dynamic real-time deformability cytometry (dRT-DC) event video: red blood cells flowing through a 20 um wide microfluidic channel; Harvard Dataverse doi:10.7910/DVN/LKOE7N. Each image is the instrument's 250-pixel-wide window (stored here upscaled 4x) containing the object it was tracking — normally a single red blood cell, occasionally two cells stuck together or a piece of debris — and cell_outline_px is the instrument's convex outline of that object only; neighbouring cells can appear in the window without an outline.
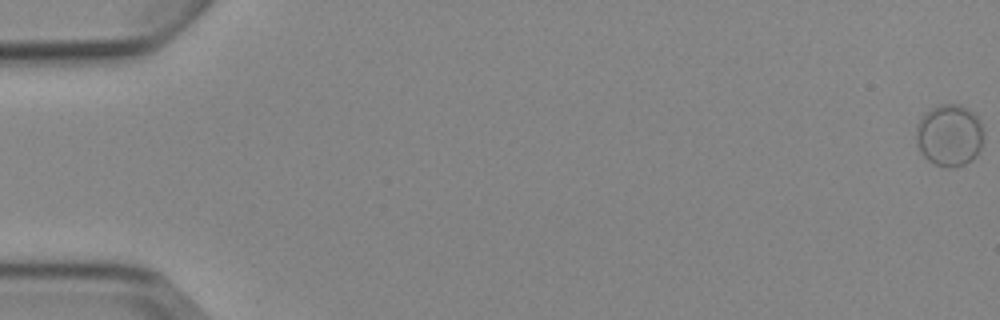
{"species": "Egyptian fruit bat (a non-hibernating species)", "species_latin": "Rousettus aegyptiacus", "temperature_condition": "cold", "stored_images_in_passage": 6, "camera_frame_rate_fps": 3000, "um_per_image_px": 0.085, "animal": {"sex": "female"}, "frame": {"image": 1, "passage_image": 1, "time_ms": 0.0, "image_size_px": [1000, 320], "cell_outline_px": [[980, 148], [976, 156], [972, 160], [964, 164], [952, 168], [948, 168], [936, 164], [928, 160], [920, 152], [916, 144], [916, 128], [920, 116], [924, 112], [940, 104], [960, 104], [972, 112], [980, 120]], "centroid_in_image_um": [80.64, 11.49], "position_along_channel_um": 4.4, "area_um2": 24.22}}
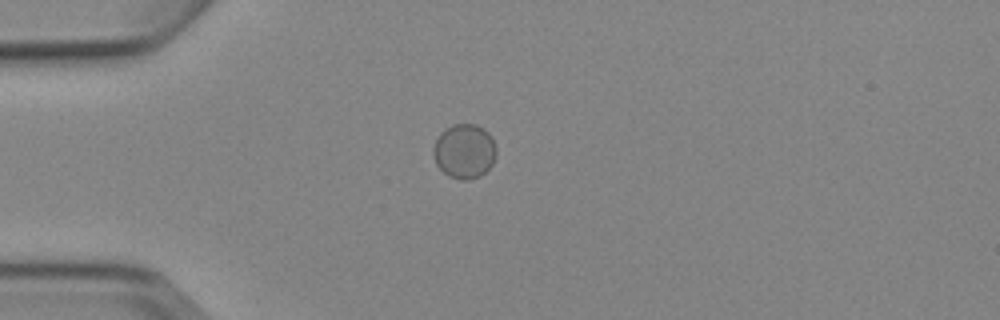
{"frame": {"image": 2, "passage_image": 5, "time_ms": 5.0, "image_size_px": [1000, 320], "cell_outline_px": [[496, 156], [492, 164], [480, 176], [468, 180], [460, 180], [448, 176], [436, 164], [432, 152], [432, 148], [440, 132], [444, 128], [452, 124], [476, 124], [484, 128], [492, 136], [496, 148]], "centroid_in_image_um": [39.46, 12.84], "position_along_channel_um": 45.5, "area_um2": 20.29}}